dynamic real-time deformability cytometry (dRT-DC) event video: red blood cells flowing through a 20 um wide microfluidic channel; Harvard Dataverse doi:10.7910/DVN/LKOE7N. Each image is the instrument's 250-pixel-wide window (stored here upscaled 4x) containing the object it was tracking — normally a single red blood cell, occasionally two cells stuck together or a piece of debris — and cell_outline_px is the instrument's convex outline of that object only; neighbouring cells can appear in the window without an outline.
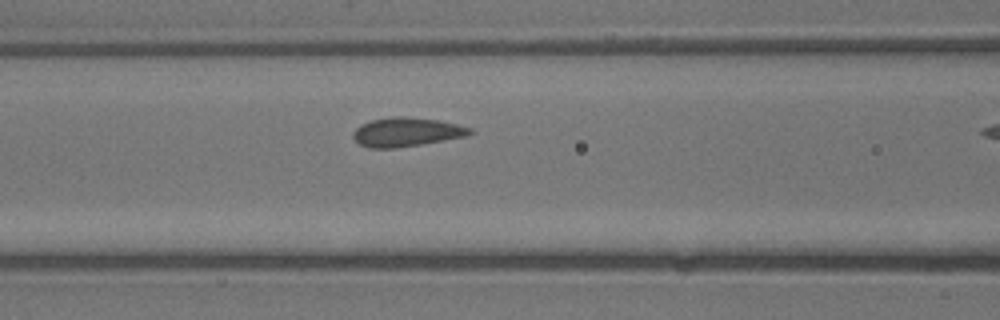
{"species": "common noctule bat (a hibernating species)", "species_latin": "Nyctalus noctula", "temperature_condition": "warm", "stored_images_in_passage": 10, "camera_frame_rate_fps": 3000, "um_per_image_px": 0.085, "animal": {"sex": "male", "body_mass_g": 13.3}, "frame": {"image": 1, "passage_image": 9, "time_ms": 2.667, "image_size_px": [1000, 320], "cell_outline_px": [[472, 132], [468, 136], [396, 148], [368, 148], [360, 144], [352, 136], [352, 132], [360, 124], [372, 120], [392, 116], [404, 116], [436, 120], [456, 124], [472, 128]], "centroid_in_image_um": [34.52, 11.22], "position_along_channel_um": 132.1, "area_um2": 19.65}}